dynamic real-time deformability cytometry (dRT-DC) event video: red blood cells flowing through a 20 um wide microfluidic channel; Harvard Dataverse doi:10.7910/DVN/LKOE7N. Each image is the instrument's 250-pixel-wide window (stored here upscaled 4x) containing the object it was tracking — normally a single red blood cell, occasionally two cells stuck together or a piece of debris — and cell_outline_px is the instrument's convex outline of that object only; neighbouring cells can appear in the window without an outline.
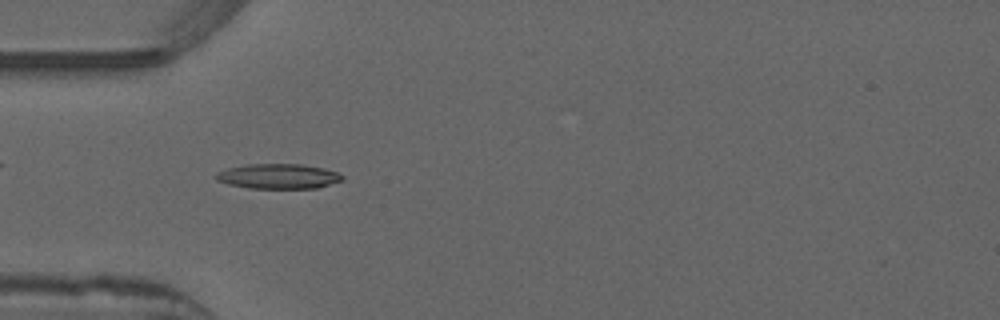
{"species": "common noctule bat (a hibernating species)", "species_latin": "Nyctalus noctula", "temperature_condition": "warm", "stored_images_in_passage": 52, "camera_frame_rate_fps": 3000, "um_per_image_px": 0.085, "animal": {"sex": "male", "forearm_length_mm": 52.5}, "frame": {"image": 1, "passage_image": 16, "time_ms": 5.0, "image_size_px": [1000, 320], "cell_outline_px": [[344, 180], [316, 188], [248, 188], [228, 184], [216, 180], [216, 172], [228, 168], [248, 164], [300, 164], [324, 168], [336, 172], [344, 176]], "centroid_in_image_um": [23.66, 14.98], "position_along_channel_um": 61.3, "area_um2": 18.32}}
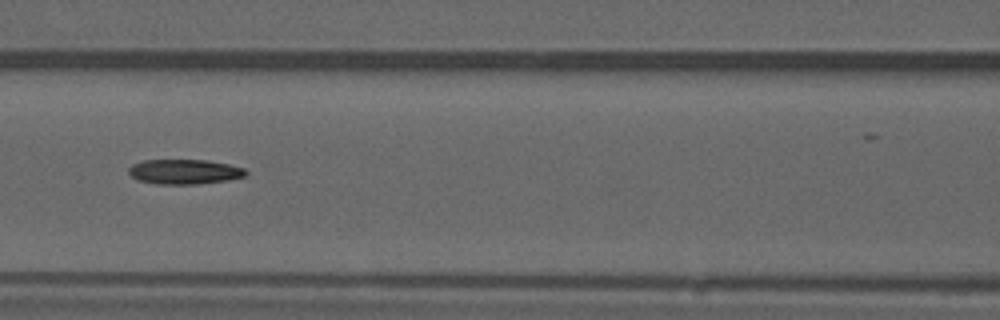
{"frame": {"image": 2, "passage_image": 23, "time_ms": 7.333, "image_size_px": [1000, 320], "cell_outline_px": [[248, 172], [244, 176], [228, 180], [200, 184], [156, 184], [136, 180], [128, 172], [128, 168], [132, 164], [144, 160], [208, 160], [228, 164], [244, 168]], "centroid_in_image_um": [15.66, 14.6], "position_along_channel_um": 150.9, "area_um2": 17.05}}